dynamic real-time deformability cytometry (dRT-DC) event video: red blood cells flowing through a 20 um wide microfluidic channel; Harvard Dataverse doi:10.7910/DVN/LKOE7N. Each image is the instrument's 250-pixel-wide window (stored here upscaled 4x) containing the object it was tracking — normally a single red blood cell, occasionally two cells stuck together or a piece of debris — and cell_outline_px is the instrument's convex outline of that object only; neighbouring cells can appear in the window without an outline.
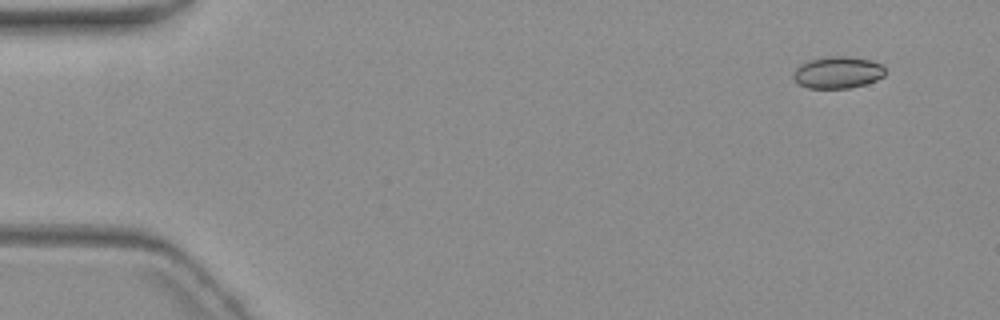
{"species": "common noctule bat (a hibernating species)", "species_latin": "Nyctalus noctula", "temperature_condition": "warm", "stored_images_in_passage": 14, "camera_frame_rate_fps": 3000, "um_per_image_px": 0.085, "animal": {"sex": "female", "body_mass_g": 19.3, "forearm_length_mm": 54.1}, "frame": {"image": 1, "passage_image": 1, "time_ms": 0.0, "image_size_px": [1000, 320], "cell_outline_px": [[884, 76], [876, 80], [864, 84], [848, 88], [808, 88], [800, 84], [792, 76], [796, 68], [800, 64], [808, 60], [828, 56], [844, 56], [872, 60], [880, 64], [884, 68]], "centroid_in_image_um": [71.19, 6.15], "position_along_channel_um": 13.8, "area_um2": 16.94}}
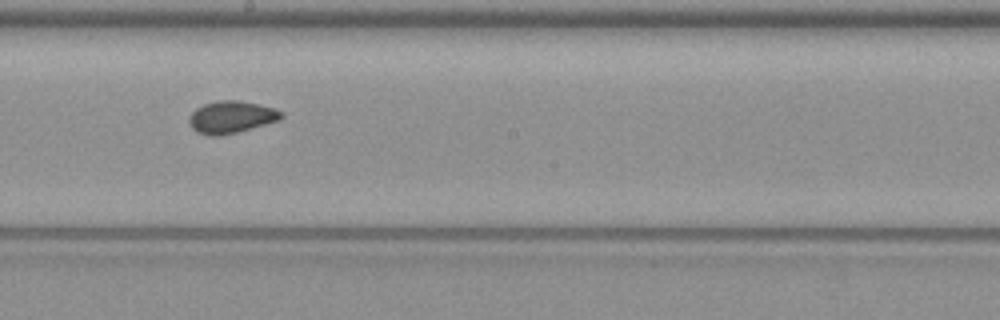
{"frame": {"image": 2, "passage_image": 8, "time_ms": 9.333, "image_size_px": [1000, 320], "cell_outline_px": [[284, 116], [280, 120], [236, 132], [216, 136], [212, 136], [196, 132], [192, 128], [188, 120], [188, 116], [196, 108], [204, 104], [220, 100], [240, 100], [276, 108], [284, 112]], "centroid_in_image_um": [19.67, 9.94], "position_along_channel_um": 228.5, "area_um2": 17.34}}
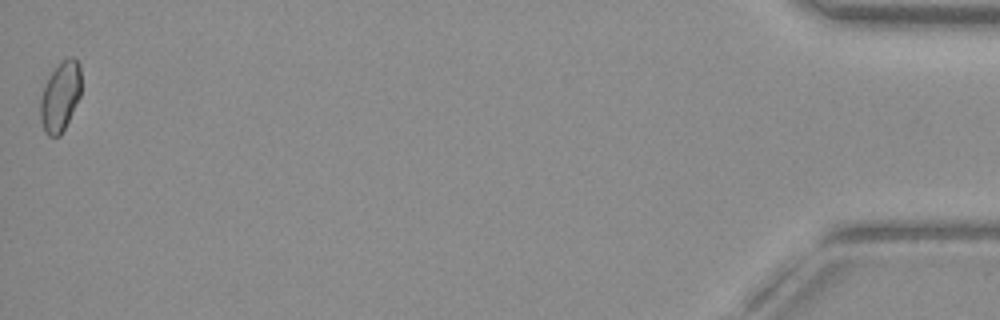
{"frame": {"image": 3, "passage_image": 14, "time_ms": 17.667, "image_size_px": [1000, 320], "cell_outline_px": [[80, 96], [60, 136], [48, 136], [44, 132], [40, 120], [40, 96], [52, 72], [68, 56], [72, 56], [80, 64]], "centroid_in_image_um": [5.11, 8.23], "position_along_channel_um": 430.1, "area_um2": 16.3}, "authors_computed_cell_mechanics": {"area_um2": 16.4441, "velocity_mm_per_s": 3.6249, "shape_relaxation_time_tau1_ms": 4.1258, "shape_relaxation_time_tau2_ms": 1.8926, "deformation_change_tau1": 0.0701, "deformation_change_tau2": 0.0293}}